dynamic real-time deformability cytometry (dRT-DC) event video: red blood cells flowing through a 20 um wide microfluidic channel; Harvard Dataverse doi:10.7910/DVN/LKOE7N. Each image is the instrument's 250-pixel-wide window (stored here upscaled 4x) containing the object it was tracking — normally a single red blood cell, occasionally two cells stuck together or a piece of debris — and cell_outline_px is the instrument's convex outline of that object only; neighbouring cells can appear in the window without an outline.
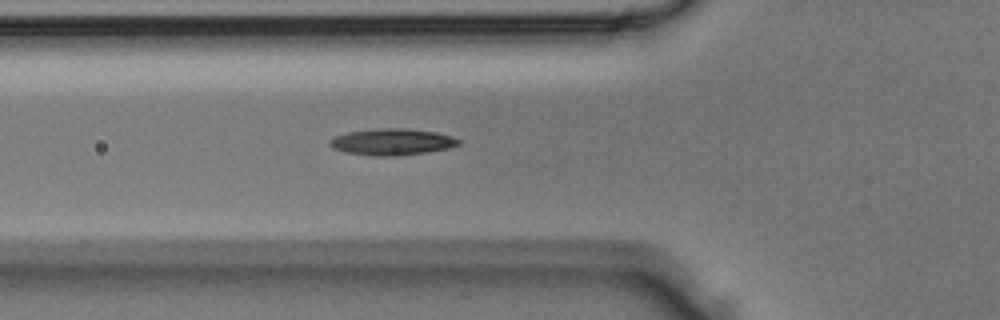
{"species": "Egyptian fruit bat (a non-hibernating species)", "species_latin": "Rousettus aegyptiacus", "temperature_condition": "room temperature", "stored_images_in_passage": 36, "camera_frame_rate_fps": 3000, "um_per_image_px": 0.085, "animal": {"sex": "male"}, "frame": {"image": 1, "passage_image": 4, "time_ms": 1.0, "image_size_px": [1000, 320], "cell_outline_px": [[464, 140], [460, 144], [448, 148], [428, 152], [396, 156], [372, 156], [344, 152], [332, 148], [328, 144], [328, 140], [336, 136], [348, 132], [380, 128], [408, 128], [436, 132], [452, 136]], "centroid_in_image_um": [33.34, 12.06], "position_along_channel_um": 92.5, "area_um2": 20.17}}
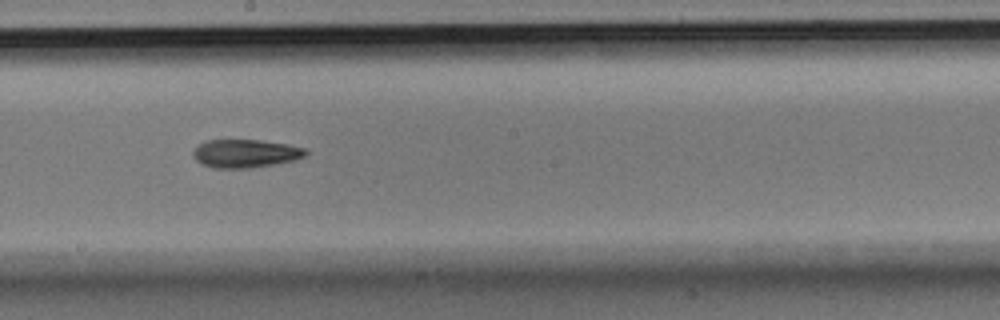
{"frame": {"image": 2, "passage_image": 14, "time_ms": 4.333, "image_size_px": [1000, 320], "cell_outline_px": [[308, 152], [304, 156], [292, 160], [272, 164], [248, 168], [212, 168], [200, 164], [192, 156], [192, 152], [204, 140], [260, 140], [288, 144], [308, 148]], "centroid_in_image_um": [20.83, 13.04], "position_along_channel_um": 227.4, "area_um2": 18.55}}
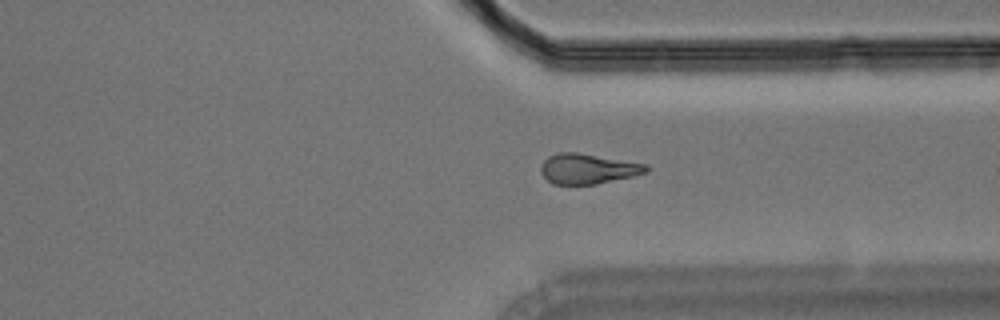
{"frame": {"image": 3, "passage_image": 24, "time_ms": 7.667, "image_size_px": [1000, 320], "cell_outline_px": [[648, 172], [632, 176], [596, 184], [552, 184], [540, 172], [540, 164], [548, 156], [560, 152], [576, 152], [648, 164]], "centroid_in_image_um": [49.95, 14.34], "position_along_channel_um": 361.5, "area_um2": 18.5}}